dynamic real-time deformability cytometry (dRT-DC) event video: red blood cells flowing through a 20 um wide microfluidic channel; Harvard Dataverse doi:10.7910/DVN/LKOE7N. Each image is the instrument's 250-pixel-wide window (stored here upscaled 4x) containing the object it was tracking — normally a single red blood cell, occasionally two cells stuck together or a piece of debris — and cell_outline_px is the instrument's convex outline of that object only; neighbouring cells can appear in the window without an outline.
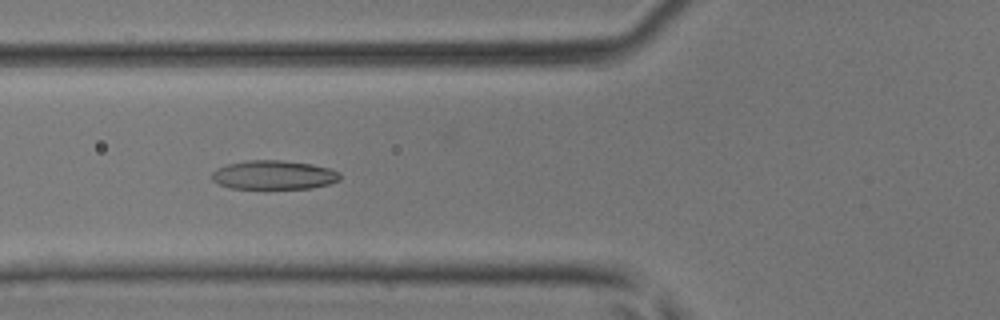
{"species": "common noctule bat (a hibernating species)", "species_latin": "Nyctalus noctula", "temperature_condition": "room temperature", "stored_images_in_passage": 36, "camera_frame_rate_fps": 3000, "um_per_image_px": 0.085, "animal": {"sex": "male", "body_mass_g": 17.9, "forearm_length_mm": 54.2}, "frame": {"image": 1, "passage_image": 9, "time_ms": 2.667, "image_size_px": [1000, 320], "cell_outline_px": [[340, 180], [328, 184], [312, 188], [232, 188], [220, 184], [212, 180], [212, 172], [216, 168], [228, 164], [244, 160], [280, 160], [312, 164], [328, 168], [340, 172]], "centroid_in_image_um": [23.27, 14.86], "position_along_channel_um": 102.5, "area_um2": 21.56}}
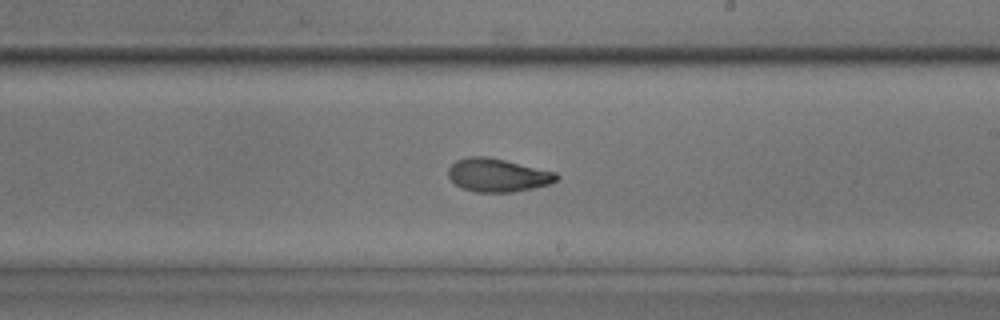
{"frame": {"image": 2, "passage_image": 19, "time_ms": 6.0, "image_size_px": [1000, 320], "cell_outline_px": [[560, 176], [552, 184], [512, 192], [476, 192], [464, 188], [456, 184], [448, 176], [448, 168], [456, 160], [468, 156], [488, 156], [556, 172]], "centroid_in_image_um": [42.31, 14.88], "position_along_channel_um": 246.7, "area_um2": 20.98}}
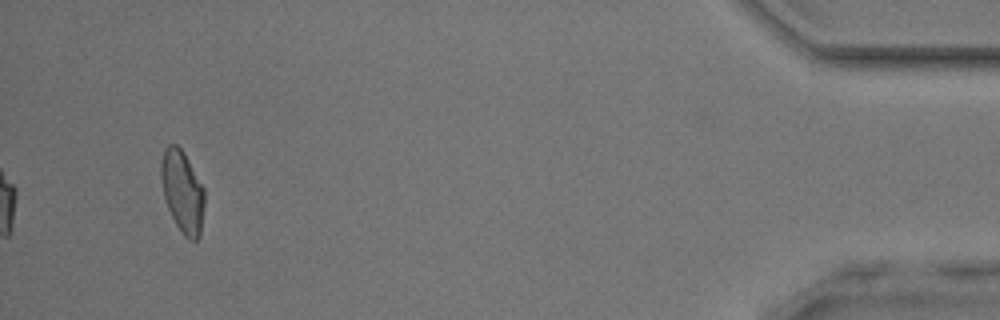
{"frame": {"image": 3, "passage_image": 36, "time_ms": 11.667, "image_size_px": [1000, 320], "cell_outline_px": [[204, 204], [200, 236], [196, 240], [188, 240], [184, 236], [176, 224], [168, 208], [164, 196], [160, 176], [160, 164], [164, 148], [168, 144], [176, 144], [184, 152], [204, 188]], "centroid_in_image_um": [15.5, 16.27], "position_along_channel_um": 419.7, "area_um2": 20.81}}